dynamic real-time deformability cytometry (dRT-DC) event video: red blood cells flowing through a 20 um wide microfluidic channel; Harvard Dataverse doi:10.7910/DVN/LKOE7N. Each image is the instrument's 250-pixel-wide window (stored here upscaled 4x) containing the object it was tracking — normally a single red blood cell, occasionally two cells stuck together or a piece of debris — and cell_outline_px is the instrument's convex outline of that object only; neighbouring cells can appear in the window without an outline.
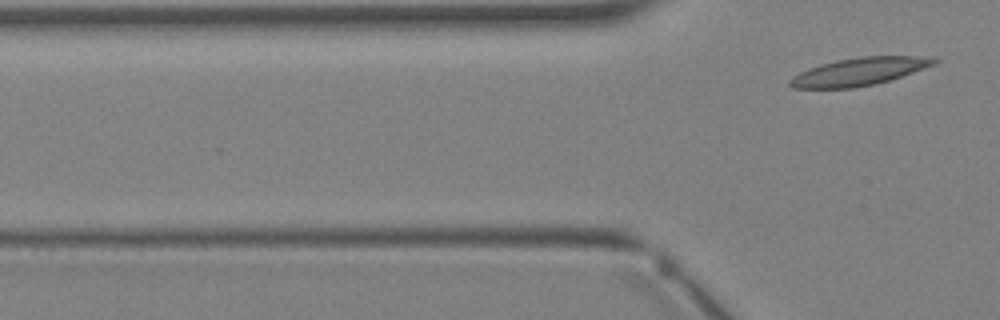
{"species": "Egyptian fruit bat (a non-hibernating species)", "species_latin": "Rousettus aegyptiacus", "temperature_condition": "warm", "stored_images_in_passage": 6, "camera_frame_rate_fps": 3000, "um_per_image_px": 0.085, "animal": {"sex": "female"}, "frame": {"image": 1, "passage_image": 6, "time_ms": 7.0, "image_size_px": [1000, 320], "cell_outline_px": [[940, 60], [936, 64], [888, 80], [872, 84], [852, 88], [792, 88], [788, 84], [788, 80], [792, 76], [808, 68], [820, 64], [836, 60], [860, 56], [932, 56]], "centroid_in_image_um": [73.01, 6.07], "position_along_channel_um": 52.8, "area_um2": 23.29}}